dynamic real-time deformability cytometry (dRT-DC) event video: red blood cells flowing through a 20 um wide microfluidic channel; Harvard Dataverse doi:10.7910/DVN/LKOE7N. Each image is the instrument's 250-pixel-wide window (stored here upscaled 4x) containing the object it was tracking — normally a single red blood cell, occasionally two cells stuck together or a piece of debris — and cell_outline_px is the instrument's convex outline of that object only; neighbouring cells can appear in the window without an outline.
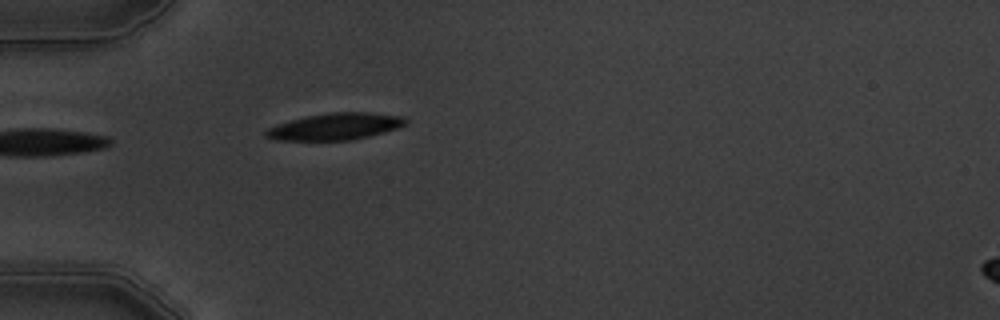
{"species": "common noctule bat (a hibernating species)", "species_latin": "Nyctalus noctula", "temperature_condition": "warm", "stored_images_in_passage": 3, "camera_frame_rate_fps": 3000, "um_per_image_px": 0.085, "animal": {"sex": "male", "body_mass_g": 19.5, "forearm_length_mm": 54.6}, "frame": {"image": 1, "passage_image": 3, "time_ms": 3.333, "image_size_px": [1000, 320], "cell_outline_px": [[408, 124], [384, 132], [352, 140], [276, 140], [264, 136], [264, 132], [268, 128], [276, 124], [308, 116], [332, 112], [372, 112], [404, 116], [408, 120]], "centroid_in_image_um": [28.53, 10.75], "position_along_channel_um": 56.5, "area_um2": 21.79}}